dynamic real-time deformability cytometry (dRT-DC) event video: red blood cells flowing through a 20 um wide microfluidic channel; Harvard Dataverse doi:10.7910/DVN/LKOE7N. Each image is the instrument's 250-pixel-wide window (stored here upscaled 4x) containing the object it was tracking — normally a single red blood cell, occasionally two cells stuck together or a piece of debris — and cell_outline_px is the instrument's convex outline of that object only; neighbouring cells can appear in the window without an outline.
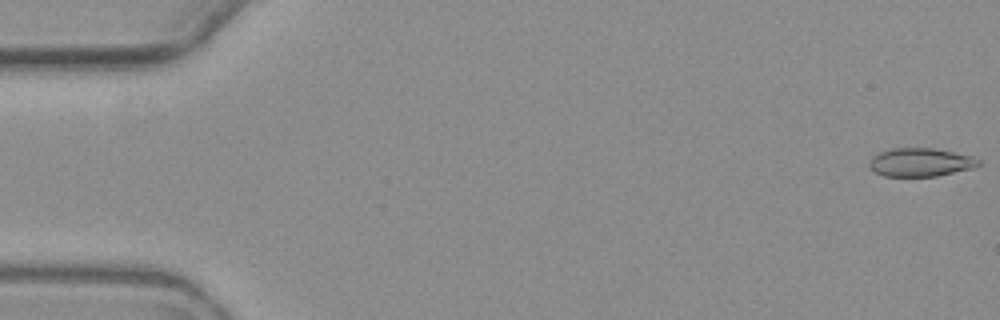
{"species": "common noctule bat (a hibernating species)", "species_latin": "Nyctalus noctula", "temperature_condition": "warm", "stored_images_in_passage": 5, "camera_frame_rate_fps": 3000, "um_per_image_px": 0.085, "animal": {"sex": "female", "body_mass_g": 19.3, "forearm_length_mm": 54.1}, "frame": {"image": 1, "passage_image": 1, "time_ms": 0.0, "image_size_px": [1000, 320], "cell_outline_px": [[980, 164], [972, 168], [936, 176], [884, 176], [876, 172], [868, 164], [872, 156], [880, 152], [892, 148], [932, 148], [972, 156], [980, 160]], "centroid_in_image_um": [78.23, 13.79], "position_along_channel_um": 6.8, "area_um2": 17.86}}
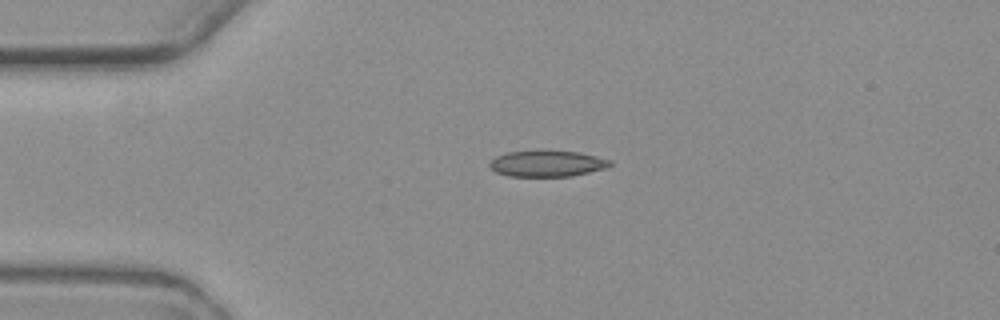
{"frame": {"image": 2, "passage_image": 4, "time_ms": 4.333, "image_size_px": [1000, 320], "cell_outline_px": [[612, 164], [604, 168], [572, 176], [508, 176], [496, 172], [488, 168], [488, 164], [496, 156], [508, 152], [580, 152], [612, 160]], "centroid_in_image_um": [46.48, 13.92], "position_along_channel_um": 38.5, "area_um2": 17.92}}